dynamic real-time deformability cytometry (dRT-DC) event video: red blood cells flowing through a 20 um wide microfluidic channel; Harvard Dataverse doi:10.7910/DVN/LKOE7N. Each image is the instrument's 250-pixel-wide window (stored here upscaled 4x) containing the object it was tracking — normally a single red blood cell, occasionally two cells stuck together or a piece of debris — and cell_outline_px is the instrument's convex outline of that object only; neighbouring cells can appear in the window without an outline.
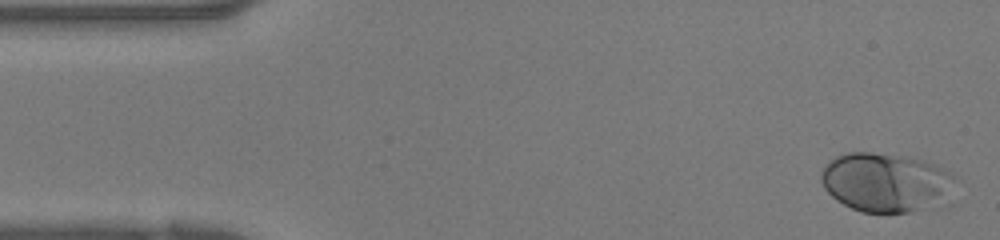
{"species": "human", "species_latin": "Homo sapiens", "temperature_condition": "warm", "stored_images_in_passage": 39, "camera_frame_rate_fps": 3000, "um_per_image_px": 0.085, "donor": {"sex": "female"}, "frame": {"image": 1, "passage_image": 1, "time_ms": 0.0, "image_size_px": [1000, 240], "cell_outline_px": [[956, 176], [940, 196], [912, 212], [864, 212], [852, 208], [836, 200], [824, 188], [820, 180], [820, 172], [836, 156], [848, 152], [872, 152], [908, 156], [924, 160], [952, 172]], "centroid_in_image_um": [75.14, 15.44], "position_along_channel_um": 9.9, "area_um2": 44.62}}
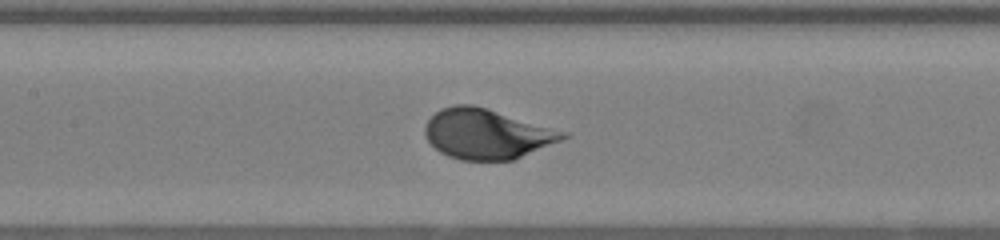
{"frame": {"image": 2, "passage_image": 17, "time_ms": 5.333, "image_size_px": [1000, 240], "cell_outline_px": [[572, 136], [564, 140], [512, 160], [460, 160], [448, 156], [440, 152], [424, 136], [424, 128], [428, 120], [440, 108], [456, 104], [472, 104], [488, 108], [568, 132]], "centroid_in_image_um": [41.41, 11.37], "position_along_channel_um": 166.0, "area_um2": 40.46}}
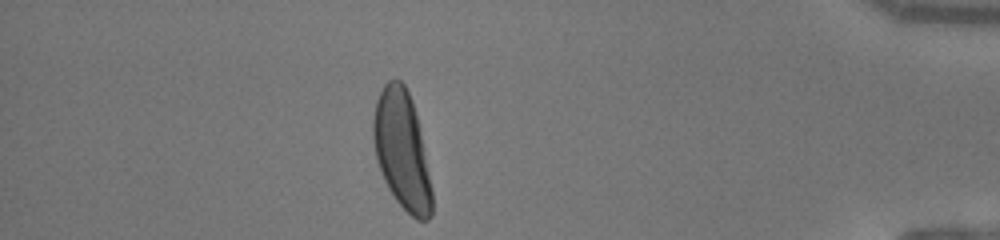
{"frame": {"image": 3, "passage_image": 34, "time_ms": 11.0, "image_size_px": [1000, 240], "cell_outline_px": [[432, 216], [428, 220], [416, 220], [396, 200], [388, 188], [384, 180], [376, 160], [372, 140], [372, 120], [376, 100], [384, 84], [388, 80], [396, 76], [404, 84], [412, 100], [416, 116], [432, 188]], "centroid_in_image_um": [34.13, 12.75], "position_along_channel_um": 401.1, "area_um2": 40.4}}